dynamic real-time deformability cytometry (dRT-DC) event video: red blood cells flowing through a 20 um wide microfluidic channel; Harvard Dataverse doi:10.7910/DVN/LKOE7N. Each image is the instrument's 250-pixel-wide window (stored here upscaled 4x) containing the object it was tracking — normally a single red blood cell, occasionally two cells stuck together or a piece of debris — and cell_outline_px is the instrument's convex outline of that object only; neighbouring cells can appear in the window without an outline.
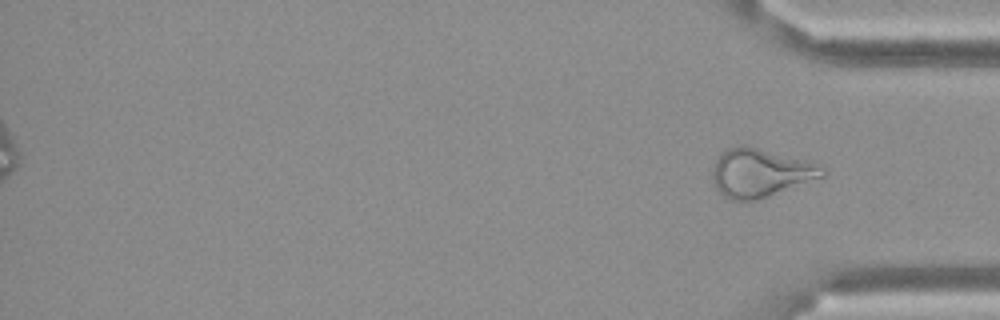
{"species": "Egyptian fruit bat (a non-hibernating species)", "species_latin": "Rousettus aegyptiacus", "temperature_condition": "cold", "stored_images_in_passage": 16, "camera_frame_rate_fps": 3000, "um_per_image_px": 0.085, "frame": {"image": 1, "passage_image": 16, "time_ms": 5.0, "image_size_px": [1000, 320], "cell_outline_px": [[824, 176], [760, 200], [728, 200], [716, 188], [712, 176], [712, 172], [716, 160], [720, 152], [728, 148], [740, 144], [744, 144], [824, 164]], "centroid_in_image_um": [64.64, 14.68], "position_along_channel_um": 370.6, "area_um2": 31.44}}